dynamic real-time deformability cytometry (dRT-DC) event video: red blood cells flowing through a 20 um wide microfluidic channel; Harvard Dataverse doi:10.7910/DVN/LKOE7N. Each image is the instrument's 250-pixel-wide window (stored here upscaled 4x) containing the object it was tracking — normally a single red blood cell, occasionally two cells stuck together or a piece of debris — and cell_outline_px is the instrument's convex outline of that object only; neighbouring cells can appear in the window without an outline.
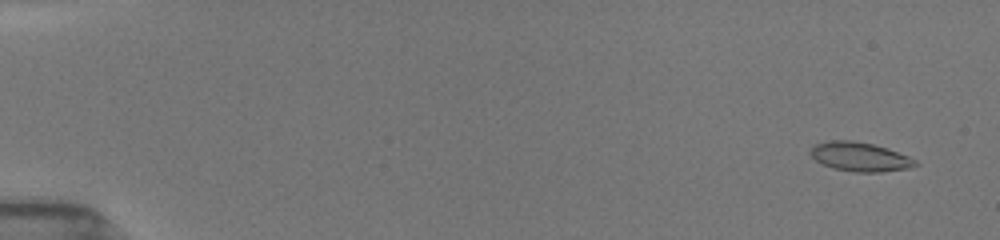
{"species": "common noctule bat (a hibernating species)", "species_latin": "Nyctalus noctula", "temperature_condition": "room temperature", "stored_images_in_passage": 18, "camera_frame_rate_fps": 3000, "um_per_image_px": 0.085, "animal": {"sex": "female", "body_mass_g": 19.5, "forearm_length_mm": 54.1}, "frame": {"image": 1, "passage_image": 2, "time_ms": 0.667, "image_size_px": [1000, 240], "cell_outline_px": [[920, 164], [908, 168], [880, 172], [856, 172], [832, 168], [816, 160], [808, 152], [816, 144], [828, 140], [852, 140], [872, 144], [908, 156], [916, 160]], "centroid_in_image_um": [73.08, 13.33], "position_along_channel_um": 11.9, "area_um2": 17.57}}
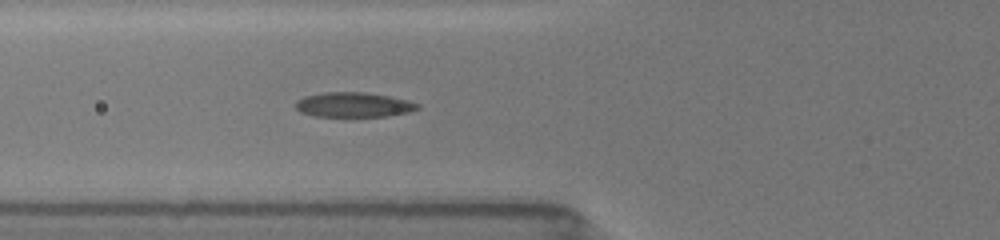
{"frame": {"image": 2, "passage_image": 15, "time_ms": 6.667, "image_size_px": [1000, 240], "cell_outline_px": [[420, 108], [408, 112], [388, 116], [312, 116], [300, 112], [296, 108], [296, 100], [304, 96], [324, 92], [364, 92], [388, 96], [408, 100], [420, 104]], "centroid_in_image_um": [30.04, 8.9], "position_along_channel_um": 95.8, "area_um2": 17.63}}
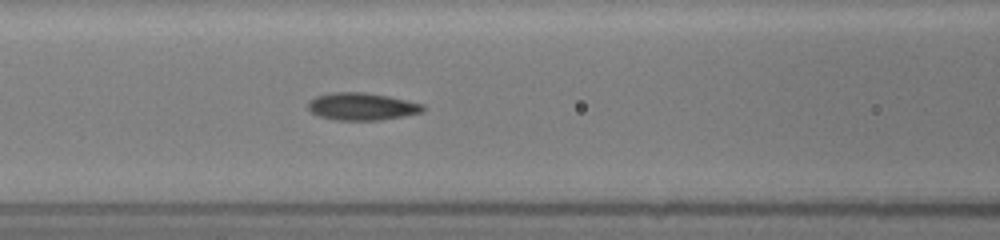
{"frame": {"image": 3, "passage_image": 18, "time_ms": 7.667, "image_size_px": [1000, 240], "cell_outline_px": [[424, 112], [404, 116], [380, 120], [336, 120], [320, 116], [312, 112], [308, 108], [308, 100], [316, 96], [332, 92], [364, 92], [388, 96], [424, 104]], "centroid_in_image_um": [30.76, 9.05], "position_along_channel_um": 135.8, "area_um2": 18.38}}